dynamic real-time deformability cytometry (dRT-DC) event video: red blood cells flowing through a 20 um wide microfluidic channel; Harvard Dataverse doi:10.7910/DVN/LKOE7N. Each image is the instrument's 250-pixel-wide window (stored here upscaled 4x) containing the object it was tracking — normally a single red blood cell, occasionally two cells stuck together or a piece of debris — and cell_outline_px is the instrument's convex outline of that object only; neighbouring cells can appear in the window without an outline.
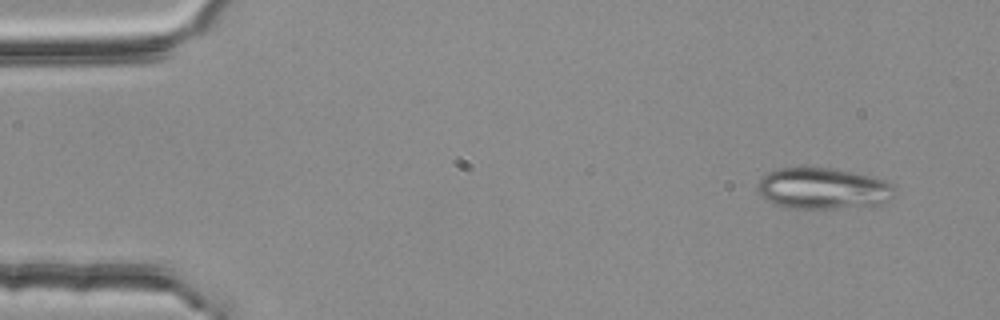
{"species": "common noctule bat (a hibernating species)", "species_latin": "Nyctalus noctula", "temperature_condition": "room temperature", "stored_images_in_passage": 3, "camera_frame_rate_fps": 3000, "um_per_image_px": 0.085, "animal": {"sex": "female", "body_mass_g": 25.1}, "frame": {"image": 1, "passage_image": 1, "time_ms": 0.0, "image_size_px": [1000, 320], "cell_outline_px": [[896, 192], [884, 204], [836, 208], [788, 208], [776, 204], [768, 200], [756, 188], [756, 184], [768, 172], [780, 168], [828, 168], [868, 176], [884, 180], [892, 184], [896, 188]], "centroid_in_image_um": [69.97, 16.03], "position_along_channel_um": 15.0, "area_um2": 32.48}}